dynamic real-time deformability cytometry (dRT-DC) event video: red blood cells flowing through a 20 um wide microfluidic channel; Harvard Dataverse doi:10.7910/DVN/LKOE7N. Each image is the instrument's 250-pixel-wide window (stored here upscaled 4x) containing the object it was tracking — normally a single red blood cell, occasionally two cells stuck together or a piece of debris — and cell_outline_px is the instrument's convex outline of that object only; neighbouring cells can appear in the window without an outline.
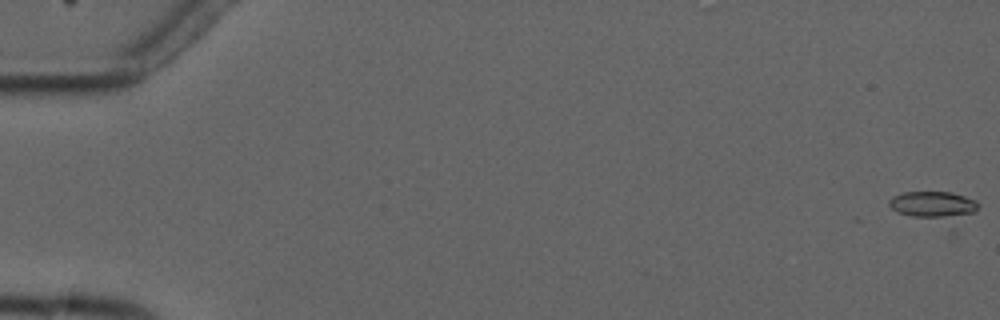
{"species": "common noctule bat (a hibernating species)", "species_latin": "Nyctalus noctula", "temperature_condition": "cold", "stored_images_in_passage": 3, "camera_frame_rate_fps": 3000, "um_per_image_px": 0.085, "animal": {"sex": "male", "forearm_length_mm": 52.5}, "frame": {"image": 1, "passage_image": 1, "time_ms": 0.0, "image_size_px": [1000, 320], "cell_outline_px": [[980, 204], [976, 212], [956, 216], [912, 216], [900, 212], [892, 208], [888, 204], [888, 200], [892, 196], [904, 192], [952, 192], [976, 200]], "centroid_in_image_um": [79.32, 17.34], "position_along_channel_um": 5.7, "area_um2": 13.29}}